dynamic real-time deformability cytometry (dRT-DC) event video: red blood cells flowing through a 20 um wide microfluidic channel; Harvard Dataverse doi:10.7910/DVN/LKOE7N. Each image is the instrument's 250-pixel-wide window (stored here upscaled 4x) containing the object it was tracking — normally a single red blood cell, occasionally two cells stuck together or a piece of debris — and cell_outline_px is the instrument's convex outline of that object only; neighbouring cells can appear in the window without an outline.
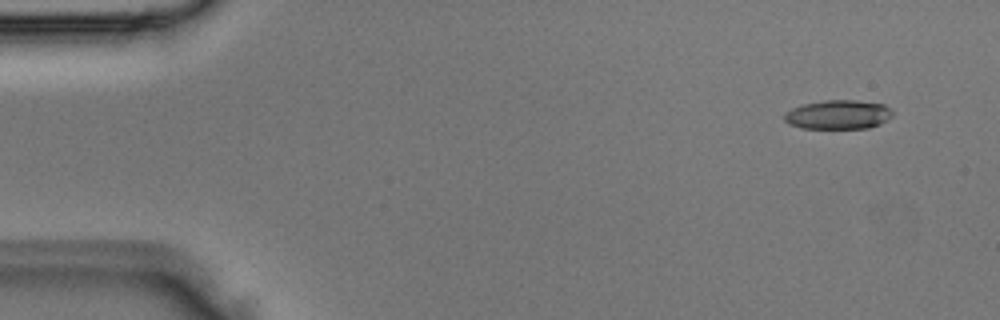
{"species": "Egyptian fruit bat (a non-hibernating species)", "species_latin": "Rousettus aegyptiacus", "temperature_condition": "room temperature", "stored_images_in_passage": 4, "camera_frame_rate_fps": 3000, "um_per_image_px": 0.085, "animal": {"sex": "male"}, "frame": {"image": 1, "passage_image": 1, "time_ms": 0.0, "image_size_px": [1000, 320], "cell_outline_px": [[892, 116], [888, 120], [880, 124], [868, 128], [800, 128], [788, 124], [784, 120], [784, 112], [792, 108], [804, 104], [824, 100], [856, 100], [884, 104], [892, 112]], "centroid_in_image_um": [71.23, 9.74], "position_along_channel_um": 13.8, "area_um2": 18.44}}